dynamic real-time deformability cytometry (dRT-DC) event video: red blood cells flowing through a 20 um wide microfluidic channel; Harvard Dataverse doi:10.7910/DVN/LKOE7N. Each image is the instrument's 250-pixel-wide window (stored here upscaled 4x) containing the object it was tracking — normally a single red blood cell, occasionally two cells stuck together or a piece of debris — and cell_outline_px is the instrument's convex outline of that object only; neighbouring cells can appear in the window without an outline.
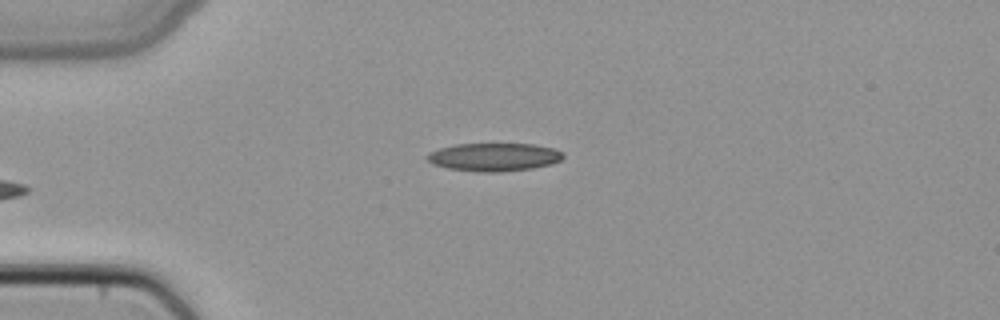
{"species": "common noctule bat (a hibernating species)", "species_latin": "Nyctalus noctula", "temperature_condition": "cold", "stored_images_in_passage": 5, "camera_frame_rate_fps": 3000, "um_per_image_px": 0.085, "animal": {"sex": "female", "body_mass_g": 22.7, "forearm_length_mm": 54.2}, "frame": {"image": 1, "passage_image": 5, "time_ms": 1.333, "image_size_px": [1000, 320], "cell_outline_px": [[564, 156], [560, 160], [552, 164], [532, 168], [500, 172], [476, 172], [448, 168], [432, 164], [424, 156], [428, 152], [440, 148], [456, 144], [536, 144], [552, 148], [564, 152]], "centroid_in_image_um": [41.98, 13.35], "position_along_channel_um": 43.0, "area_um2": 22.43}}